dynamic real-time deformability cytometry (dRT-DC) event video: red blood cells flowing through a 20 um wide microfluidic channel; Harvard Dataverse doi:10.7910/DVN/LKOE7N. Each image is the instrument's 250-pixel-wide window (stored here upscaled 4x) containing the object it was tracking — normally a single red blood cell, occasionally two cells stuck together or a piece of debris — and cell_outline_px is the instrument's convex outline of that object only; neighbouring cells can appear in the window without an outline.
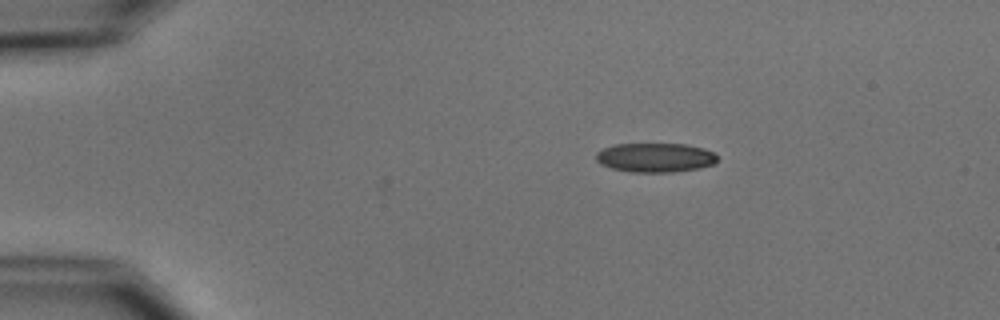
{"species": "common noctule bat (a hibernating species)", "species_latin": "Nyctalus noctula", "temperature_condition": "cold", "stored_images_in_passage": 4, "segment_of_instrument_passage": [1, 2], "camera_frame_rate_fps": 3000, "um_per_image_px": 0.085, "animal": {"sex": "male", "body_mass_g": 15.6}, "frame": {"image": 1, "passage_image": 1, "time_ms": 0.0, "image_size_px": [1000, 320], "cell_outline_px": [[716, 160], [712, 164], [700, 168], [672, 172], [628, 172], [612, 168], [600, 164], [596, 160], [596, 152], [600, 148], [616, 144], [688, 144], [704, 148], [712, 152], [716, 156]], "centroid_in_image_um": [55.64, 13.39], "position_along_channel_um": 29.4, "area_um2": 20.75}}